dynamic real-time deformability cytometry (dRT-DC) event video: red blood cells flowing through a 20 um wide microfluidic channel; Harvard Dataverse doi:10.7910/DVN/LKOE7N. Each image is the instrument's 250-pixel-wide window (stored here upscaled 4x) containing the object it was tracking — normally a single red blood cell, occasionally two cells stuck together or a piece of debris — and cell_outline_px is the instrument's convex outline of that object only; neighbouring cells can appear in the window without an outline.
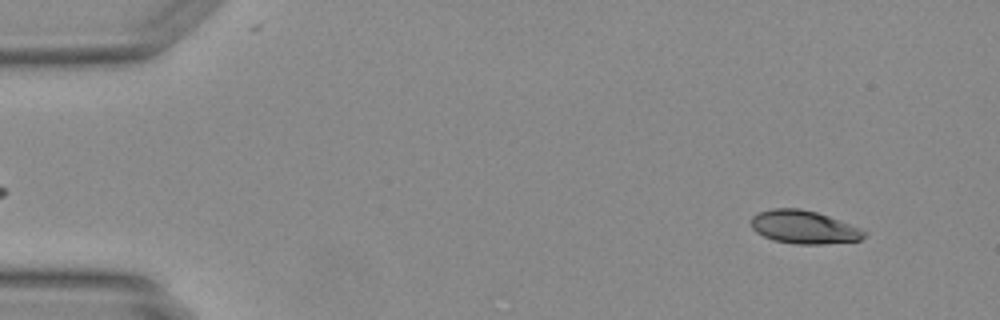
{"species": "Egyptian fruit bat (a non-hibernating species)", "species_latin": "Rousettus aegyptiacus", "temperature_condition": "warm", "stored_images_in_passage": 48, "camera_frame_rate_fps": 3000, "um_per_image_px": 0.085, "animal": {"sex": "female"}, "frame": {"image": 1, "passage_image": 4, "time_ms": 1.0, "image_size_px": [1000, 320], "cell_outline_px": [[868, 232], [860, 240], [824, 244], [796, 244], [772, 240], [756, 232], [752, 228], [752, 216], [760, 212], [772, 208], [800, 208], [816, 212], [828, 216], [860, 228]], "centroid_in_image_um": [68.32, 19.31], "position_along_channel_um": 16.7, "area_um2": 21.73}}
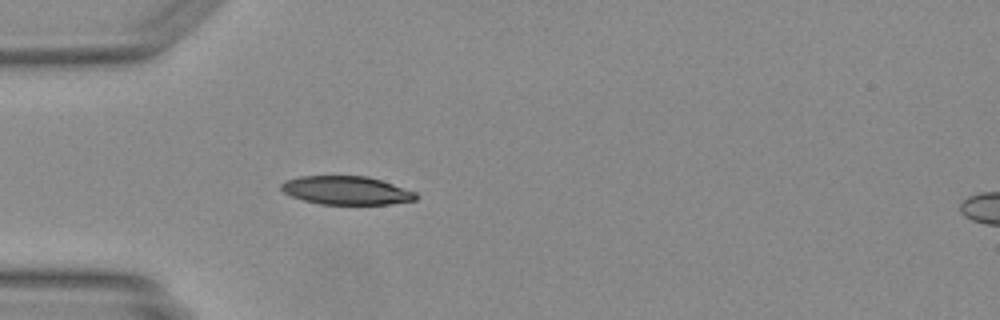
{"frame": {"image": 2, "passage_image": 14, "time_ms": 4.333, "image_size_px": [1000, 320], "cell_outline_px": [[416, 200], [388, 204], [320, 204], [304, 200], [292, 196], [284, 192], [280, 188], [280, 184], [284, 180], [300, 176], [368, 176], [416, 192]], "centroid_in_image_um": [29.4, 16.18], "position_along_channel_um": 55.6, "area_um2": 22.2}}
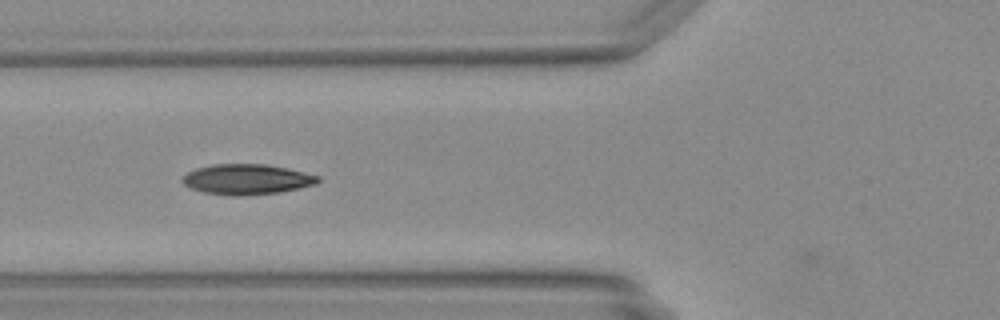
{"frame": {"image": 3, "passage_image": 18, "time_ms": 5.667, "image_size_px": [1000, 320], "cell_outline_px": [[320, 180], [316, 184], [300, 188], [280, 192], [240, 196], [236, 196], [204, 192], [188, 188], [180, 180], [188, 172], [196, 168], [212, 164], [264, 164], [288, 168], [320, 176]], "centroid_in_image_um": [20.98, 15.24], "position_along_channel_um": 104.8, "area_um2": 24.04}}